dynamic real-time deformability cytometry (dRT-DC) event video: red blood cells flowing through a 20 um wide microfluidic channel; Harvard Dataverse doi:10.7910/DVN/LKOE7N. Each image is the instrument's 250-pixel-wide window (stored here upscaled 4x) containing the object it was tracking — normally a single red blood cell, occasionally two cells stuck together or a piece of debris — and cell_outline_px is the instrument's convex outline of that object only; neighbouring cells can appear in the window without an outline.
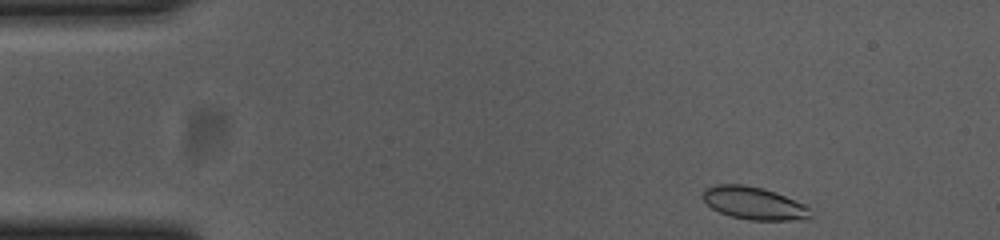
{"species": "common noctule bat (a hibernating species)", "species_latin": "Nyctalus noctula", "temperature_condition": "cold", "stored_images_in_passage": 50, "camera_frame_rate_fps": 3000, "um_per_image_px": 0.085, "animal": {"sex": "female", "body_mass_g": 23.0, "forearm_length_mm": 53.4}, "frame": {"image": 1, "passage_image": 1, "time_ms": 0.0, "image_size_px": [1000, 240], "cell_outline_px": [[812, 216], [804, 220], [748, 220], [732, 216], [720, 212], [712, 208], [704, 200], [704, 188], [716, 184], [744, 184], [764, 188], [776, 192], [804, 204], [808, 208]], "centroid_in_image_um": [64.1, 17.27], "position_along_channel_um": 20.9, "area_um2": 20.46}}
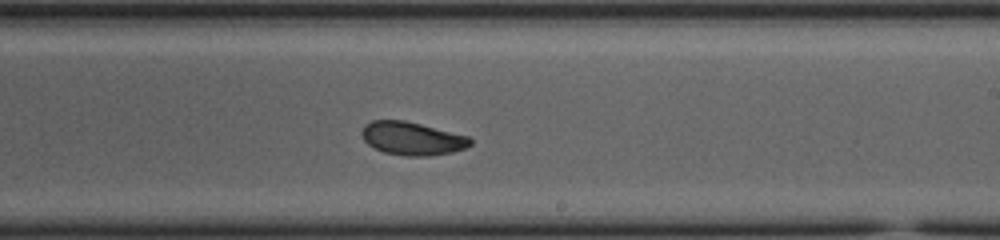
{"frame": {"image": 2, "passage_image": 27, "time_ms": 8.667, "image_size_px": [1000, 240], "cell_outline_px": [[472, 144], [464, 148], [452, 152], [428, 156], [404, 156], [384, 152], [368, 144], [364, 140], [360, 132], [364, 124], [372, 120], [404, 120], [468, 136], [472, 140]], "centroid_in_image_um": [35.0, 11.77], "position_along_channel_um": 254.0, "area_um2": 20.92}}
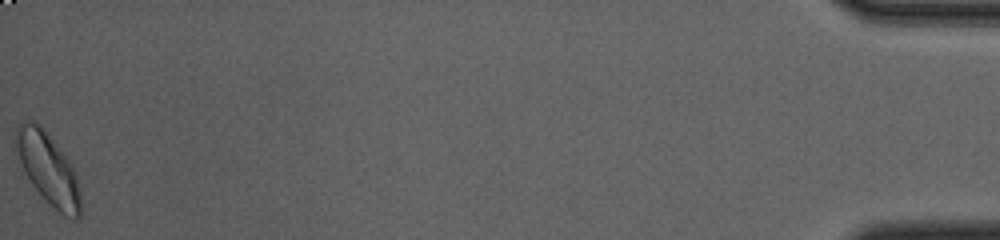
{"frame": {"image": 3, "passage_image": 50, "time_ms": 16.333, "image_size_px": [1000, 240], "cell_outline_px": [[80, 216], [76, 220], [72, 220], [64, 216], [32, 184], [24, 172], [12, 148], [12, 136], [16, 128], [20, 124], [28, 120], [36, 120], [44, 128], [64, 152], [72, 164], [76, 176], [80, 192]], "centroid_in_image_um": [4.03, 14.24], "position_along_channel_um": 431.2, "area_um2": 27.46}, "authors_computed_cell_mechanics": {"area_um2": 21.0103, "velocity_mm_per_s": 3.6469, "shape_relaxation_time_tau1_ms": 5.492, "shape_relaxation_time_tau2_ms": 1.9721, "deformation_change_tau1": 0.139, "deformation_change_tau2": 0.0657}}